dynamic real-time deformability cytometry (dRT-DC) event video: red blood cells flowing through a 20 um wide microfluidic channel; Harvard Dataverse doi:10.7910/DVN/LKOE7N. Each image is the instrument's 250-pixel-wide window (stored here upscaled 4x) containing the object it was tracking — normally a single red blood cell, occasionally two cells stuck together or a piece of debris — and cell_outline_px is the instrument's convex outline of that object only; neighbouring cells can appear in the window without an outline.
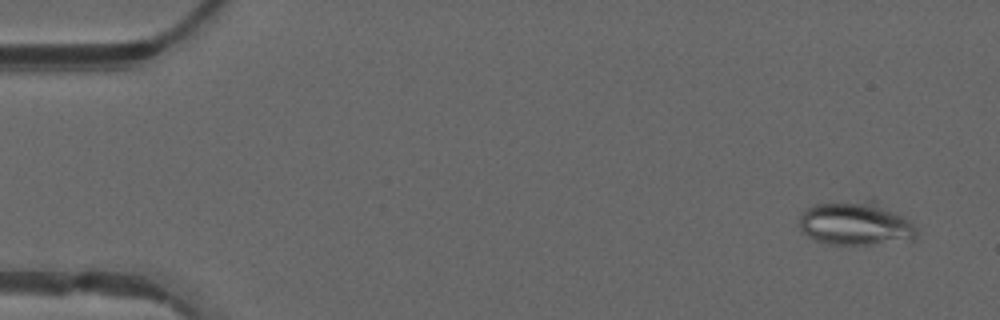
{"species": "common noctule bat (a hibernating species)", "species_latin": "Nyctalus noctula", "temperature_condition": "warm", "stored_images_in_passage": 6, "camera_frame_rate_fps": 3000, "um_per_image_px": 0.085, "animal": {"sex": "male", "forearm_length_mm": 52.5}, "frame": {"image": 1, "passage_image": 3, "time_ms": 0.667, "image_size_px": [1000, 320], "cell_outline_px": [[916, 236], [912, 240], [872, 244], [832, 244], [816, 240], [808, 236], [800, 228], [800, 216], [804, 208], [816, 204], [872, 196], [908, 220], [916, 228]], "centroid_in_image_um": [72.73, 18.93], "position_along_channel_um": 12.3, "area_um2": 30.52}}